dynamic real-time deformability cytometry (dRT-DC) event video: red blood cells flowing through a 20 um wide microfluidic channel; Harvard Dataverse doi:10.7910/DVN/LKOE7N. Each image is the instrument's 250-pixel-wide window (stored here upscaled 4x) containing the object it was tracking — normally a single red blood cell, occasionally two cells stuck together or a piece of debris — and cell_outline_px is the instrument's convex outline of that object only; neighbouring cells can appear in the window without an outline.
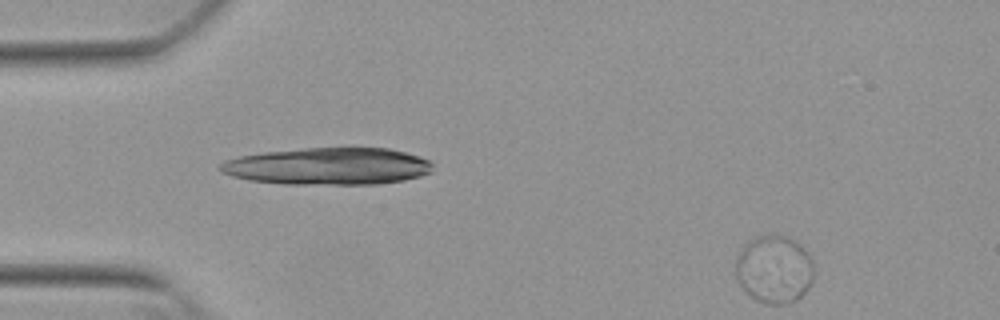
{"species": "Egyptian fruit bat (a non-hibernating species)", "species_latin": "Rousettus aegyptiacus", "temperature_condition": "warm", "stored_images_in_passage": 15, "camera_frame_rate_fps": 3000, "um_per_image_px": 0.085, "animal": {"sex": "female"}, "frame": {"image": 1, "passage_image": 15, "time_ms": 4.667, "image_size_px": [1000, 320], "cell_outline_px": [[812, 284], [796, 300], [780, 304], [768, 304], [756, 300], [736, 280], [736, 256], [744, 244], [748, 240], [756, 236], [768, 232], [784, 236], [800, 244], [808, 252], [812, 260]], "centroid_in_image_um": [65.78, 22.84], "position_along_channel_um": 19.2, "area_um2": 31.1}}